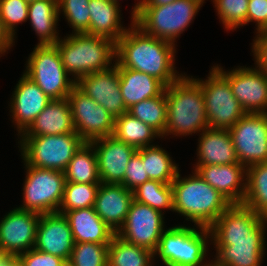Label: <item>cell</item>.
<instances>
[{"mask_svg":"<svg viewBox=\"0 0 267 266\" xmlns=\"http://www.w3.org/2000/svg\"><path fill=\"white\" fill-rule=\"evenodd\" d=\"M120 89L127 109L140 101L160 96L165 85L157 78L143 72L123 68L118 64Z\"/></svg>","mask_w":267,"mask_h":266,"instance_id":"obj_27","label":"cell"},{"mask_svg":"<svg viewBox=\"0 0 267 266\" xmlns=\"http://www.w3.org/2000/svg\"><path fill=\"white\" fill-rule=\"evenodd\" d=\"M133 197L135 201L146 204L163 214H165L163 212L165 209L174 210L171 183L148 180L133 190Z\"/></svg>","mask_w":267,"mask_h":266,"instance_id":"obj_35","label":"cell"},{"mask_svg":"<svg viewBox=\"0 0 267 266\" xmlns=\"http://www.w3.org/2000/svg\"><path fill=\"white\" fill-rule=\"evenodd\" d=\"M175 46L144 33L134 24V11H131L130 27L116 42V62L123 68L151 75L169 86L183 75L174 66Z\"/></svg>","mask_w":267,"mask_h":266,"instance_id":"obj_2","label":"cell"},{"mask_svg":"<svg viewBox=\"0 0 267 266\" xmlns=\"http://www.w3.org/2000/svg\"><path fill=\"white\" fill-rule=\"evenodd\" d=\"M174 1L175 0H139L137 3H135L132 11H134L137 7H155L160 5H167Z\"/></svg>","mask_w":267,"mask_h":266,"instance_id":"obj_46","label":"cell"},{"mask_svg":"<svg viewBox=\"0 0 267 266\" xmlns=\"http://www.w3.org/2000/svg\"><path fill=\"white\" fill-rule=\"evenodd\" d=\"M193 170L231 204H242L247 168L242 164L196 166Z\"/></svg>","mask_w":267,"mask_h":266,"instance_id":"obj_21","label":"cell"},{"mask_svg":"<svg viewBox=\"0 0 267 266\" xmlns=\"http://www.w3.org/2000/svg\"><path fill=\"white\" fill-rule=\"evenodd\" d=\"M242 204L267 218V162L247 167L246 194Z\"/></svg>","mask_w":267,"mask_h":266,"instance_id":"obj_31","label":"cell"},{"mask_svg":"<svg viewBox=\"0 0 267 266\" xmlns=\"http://www.w3.org/2000/svg\"><path fill=\"white\" fill-rule=\"evenodd\" d=\"M74 244L69 221L63 214L40 215L34 249L50 253L68 263Z\"/></svg>","mask_w":267,"mask_h":266,"instance_id":"obj_19","label":"cell"},{"mask_svg":"<svg viewBox=\"0 0 267 266\" xmlns=\"http://www.w3.org/2000/svg\"><path fill=\"white\" fill-rule=\"evenodd\" d=\"M66 182L101 184L95 149L85 142L73 155L64 171Z\"/></svg>","mask_w":267,"mask_h":266,"instance_id":"obj_30","label":"cell"},{"mask_svg":"<svg viewBox=\"0 0 267 266\" xmlns=\"http://www.w3.org/2000/svg\"><path fill=\"white\" fill-rule=\"evenodd\" d=\"M230 83L234 97L246 113H267V77L255 67L237 66L231 71L214 66Z\"/></svg>","mask_w":267,"mask_h":266,"instance_id":"obj_15","label":"cell"},{"mask_svg":"<svg viewBox=\"0 0 267 266\" xmlns=\"http://www.w3.org/2000/svg\"><path fill=\"white\" fill-rule=\"evenodd\" d=\"M76 86L105 108L114 118L128 112L120 89L118 63L110 68L80 77Z\"/></svg>","mask_w":267,"mask_h":266,"instance_id":"obj_17","label":"cell"},{"mask_svg":"<svg viewBox=\"0 0 267 266\" xmlns=\"http://www.w3.org/2000/svg\"><path fill=\"white\" fill-rule=\"evenodd\" d=\"M76 132L68 98L52 100L20 136L62 135Z\"/></svg>","mask_w":267,"mask_h":266,"instance_id":"obj_24","label":"cell"},{"mask_svg":"<svg viewBox=\"0 0 267 266\" xmlns=\"http://www.w3.org/2000/svg\"><path fill=\"white\" fill-rule=\"evenodd\" d=\"M90 0H58L59 17L62 12L67 20L72 34L86 33L90 28Z\"/></svg>","mask_w":267,"mask_h":266,"instance_id":"obj_39","label":"cell"},{"mask_svg":"<svg viewBox=\"0 0 267 266\" xmlns=\"http://www.w3.org/2000/svg\"><path fill=\"white\" fill-rule=\"evenodd\" d=\"M19 151L29 166L65 171L73 155L85 141L76 133L44 136H20Z\"/></svg>","mask_w":267,"mask_h":266,"instance_id":"obj_8","label":"cell"},{"mask_svg":"<svg viewBox=\"0 0 267 266\" xmlns=\"http://www.w3.org/2000/svg\"><path fill=\"white\" fill-rule=\"evenodd\" d=\"M10 99L9 112L13 119L12 123L16 125L18 138L52 101L24 73L16 84Z\"/></svg>","mask_w":267,"mask_h":266,"instance_id":"obj_18","label":"cell"},{"mask_svg":"<svg viewBox=\"0 0 267 266\" xmlns=\"http://www.w3.org/2000/svg\"><path fill=\"white\" fill-rule=\"evenodd\" d=\"M196 166L240 164L228 129L206 128L200 133Z\"/></svg>","mask_w":267,"mask_h":266,"instance_id":"obj_23","label":"cell"},{"mask_svg":"<svg viewBox=\"0 0 267 266\" xmlns=\"http://www.w3.org/2000/svg\"><path fill=\"white\" fill-rule=\"evenodd\" d=\"M109 244L75 243L67 266H108Z\"/></svg>","mask_w":267,"mask_h":266,"instance_id":"obj_38","label":"cell"},{"mask_svg":"<svg viewBox=\"0 0 267 266\" xmlns=\"http://www.w3.org/2000/svg\"><path fill=\"white\" fill-rule=\"evenodd\" d=\"M170 156L158 144L142 148V163L145 164L146 173L150 180L162 183H172L174 181L180 168Z\"/></svg>","mask_w":267,"mask_h":266,"instance_id":"obj_33","label":"cell"},{"mask_svg":"<svg viewBox=\"0 0 267 266\" xmlns=\"http://www.w3.org/2000/svg\"><path fill=\"white\" fill-rule=\"evenodd\" d=\"M14 43L15 39L5 29L4 24L0 19V55H5V53H7L12 46H14Z\"/></svg>","mask_w":267,"mask_h":266,"instance_id":"obj_45","label":"cell"},{"mask_svg":"<svg viewBox=\"0 0 267 266\" xmlns=\"http://www.w3.org/2000/svg\"><path fill=\"white\" fill-rule=\"evenodd\" d=\"M133 117L155 129L164 138L167 122V100L165 91L157 97L144 99L128 109Z\"/></svg>","mask_w":267,"mask_h":266,"instance_id":"obj_34","label":"cell"},{"mask_svg":"<svg viewBox=\"0 0 267 266\" xmlns=\"http://www.w3.org/2000/svg\"><path fill=\"white\" fill-rule=\"evenodd\" d=\"M119 5V0H90V28L86 33L108 37L117 42L129 29L121 23Z\"/></svg>","mask_w":267,"mask_h":266,"instance_id":"obj_26","label":"cell"},{"mask_svg":"<svg viewBox=\"0 0 267 266\" xmlns=\"http://www.w3.org/2000/svg\"><path fill=\"white\" fill-rule=\"evenodd\" d=\"M55 46L66 72L75 82L82 76L110 68L116 61V42L108 37L68 34L60 38Z\"/></svg>","mask_w":267,"mask_h":266,"instance_id":"obj_5","label":"cell"},{"mask_svg":"<svg viewBox=\"0 0 267 266\" xmlns=\"http://www.w3.org/2000/svg\"><path fill=\"white\" fill-rule=\"evenodd\" d=\"M174 212L197 226L210 227L231 205L216 189L194 170L188 177L180 171L171 183Z\"/></svg>","mask_w":267,"mask_h":266,"instance_id":"obj_4","label":"cell"},{"mask_svg":"<svg viewBox=\"0 0 267 266\" xmlns=\"http://www.w3.org/2000/svg\"><path fill=\"white\" fill-rule=\"evenodd\" d=\"M154 253L128 243L116 234L108 246V266H154Z\"/></svg>","mask_w":267,"mask_h":266,"instance_id":"obj_32","label":"cell"},{"mask_svg":"<svg viewBox=\"0 0 267 266\" xmlns=\"http://www.w3.org/2000/svg\"><path fill=\"white\" fill-rule=\"evenodd\" d=\"M17 259L23 266H67L63 259L34 248L20 254Z\"/></svg>","mask_w":267,"mask_h":266,"instance_id":"obj_42","label":"cell"},{"mask_svg":"<svg viewBox=\"0 0 267 266\" xmlns=\"http://www.w3.org/2000/svg\"><path fill=\"white\" fill-rule=\"evenodd\" d=\"M148 180L150 179L146 173L145 164L142 163V148H140L130 158L121 184L133 191Z\"/></svg>","mask_w":267,"mask_h":266,"instance_id":"obj_41","label":"cell"},{"mask_svg":"<svg viewBox=\"0 0 267 266\" xmlns=\"http://www.w3.org/2000/svg\"><path fill=\"white\" fill-rule=\"evenodd\" d=\"M64 216L69 221L75 243L110 244L115 235L97 215L94 207L70 210Z\"/></svg>","mask_w":267,"mask_h":266,"instance_id":"obj_25","label":"cell"},{"mask_svg":"<svg viewBox=\"0 0 267 266\" xmlns=\"http://www.w3.org/2000/svg\"><path fill=\"white\" fill-rule=\"evenodd\" d=\"M113 136L136 149L155 145L151 144L155 138L162 139L155 129L128 112L115 117Z\"/></svg>","mask_w":267,"mask_h":266,"instance_id":"obj_29","label":"cell"},{"mask_svg":"<svg viewBox=\"0 0 267 266\" xmlns=\"http://www.w3.org/2000/svg\"><path fill=\"white\" fill-rule=\"evenodd\" d=\"M210 242L208 227L179 224L162 233L154 258H160L164 266H212L206 259Z\"/></svg>","mask_w":267,"mask_h":266,"instance_id":"obj_6","label":"cell"},{"mask_svg":"<svg viewBox=\"0 0 267 266\" xmlns=\"http://www.w3.org/2000/svg\"><path fill=\"white\" fill-rule=\"evenodd\" d=\"M133 200V191L122 184L101 183L97 191L94 210L116 234L124 225Z\"/></svg>","mask_w":267,"mask_h":266,"instance_id":"obj_22","label":"cell"},{"mask_svg":"<svg viewBox=\"0 0 267 266\" xmlns=\"http://www.w3.org/2000/svg\"><path fill=\"white\" fill-rule=\"evenodd\" d=\"M201 85L209 128L230 129L246 112L234 97L229 81L213 66Z\"/></svg>","mask_w":267,"mask_h":266,"instance_id":"obj_11","label":"cell"},{"mask_svg":"<svg viewBox=\"0 0 267 266\" xmlns=\"http://www.w3.org/2000/svg\"><path fill=\"white\" fill-rule=\"evenodd\" d=\"M6 266H23L17 258H10L6 262Z\"/></svg>","mask_w":267,"mask_h":266,"instance_id":"obj_47","label":"cell"},{"mask_svg":"<svg viewBox=\"0 0 267 266\" xmlns=\"http://www.w3.org/2000/svg\"><path fill=\"white\" fill-rule=\"evenodd\" d=\"M9 259L10 258L2 250H0V266H4Z\"/></svg>","mask_w":267,"mask_h":266,"instance_id":"obj_48","label":"cell"},{"mask_svg":"<svg viewBox=\"0 0 267 266\" xmlns=\"http://www.w3.org/2000/svg\"><path fill=\"white\" fill-rule=\"evenodd\" d=\"M100 184L66 182L58 213L94 207Z\"/></svg>","mask_w":267,"mask_h":266,"instance_id":"obj_36","label":"cell"},{"mask_svg":"<svg viewBox=\"0 0 267 266\" xmlns=\"http://www.w3.org/2000/svg\"><path fill=\"white\" fill-rule=\"evenodd\" d=\"M254 22L256 33L267 29V0H249L247 24Z\"/></svg>","mask_w":267,"mask_h":266,"instance_id":"obj_43","label":"cell"},{"mask_svg":"<svg viewBox=\"0 0 267 266\" xmlns=\"http://www.w3.org/2000/svg\"><path fill=\"white\" fill-rule=\"evenodd\" d=\"M28 6L27 0H0V19L14 39L17 25L28 21Z\"/></svg>","mask_w":267,"mask_h":266,"instance_id":"obj_40","label":"cell"},{"mask_svg":"<svg viewBox=\"0 0 267 266\" xmlns=\"http://www.w3.org/2000/svg\"><path fill=\"white\" fill-rule=\"evenodd\" d=\"M28 20L38 36L39 46L55 45L61 38L58 31V0H33L28 6Z\"/></svg>","mask_w":267,"mask_h":266,"instance_id":"obj_28","label":"cell"},{"mask_svg":"<svg viewBox=\"0 0 267 266\" xmlns=\"http://www.w3.org/2000/svg\"><path fill=\"white\" fill-rule=\"evenodd\" d=\"M41 214L13 208L0 220V250L9 258H17L35 246Z\"/></svg>","mask_w":267,"mask_h":266,"instance_id":"obj_16","label":"cell"},{"mask_svg":"<svg viewBox=\"0 0 267 266\" xmlns=\"http://www.w3.org/2000/svg\"><path fill=\"white\" fill-rule=\"evenodd\" d=\"M267 218L243 204H231L209 227L216 250L212 266H262Z\"/></svg>","mask_w":267,"mask_h":266,"instance_id":"obj_1","label":"cell"},{"mask_svg":"<svg viewBox=\"0 0 267 266\" xmlns=\"http://www.w3.org/2000/svg\"><path fill=\"white\" fill-rule=\"evenodd\" d=\"M252 43V53L255 65L264 73H267V29L255 33Z\"/></svg>","mask_w":267,"mask_h":266,"instance_id":"obj_44","label":"cell"},{"mask_svg":"<svg viewBox=\"0 0 267 266\" xmlns=\"http://www.w3.org/2000/svg\"><path fill=\"white\" fill-rule=\"evenodd\" d=\"M164 214L133 200L124 225L116 233L124 241L155 252L165 229Z\"/></svg>","mask_w":267,"mask_h":266,"instance_id":"obj_14","label":"cell"},{"mask_svg":"<svg viewBox=\"0 0 267 266\" xmlns=\"http://www.w3.org/2000/svg\"><path fill=\"white\" fill-rule=\"evenodd\" d=\"M96 152L101 183L121 184L127 164L137 149L113 135L90 142Z\"/></svg>","mask_w":267,"mask_h":266,"instance_id":"obj_20","label":"cell"},{"mask_svg":"<svg viewBox=\"0 0 267 266\" xmlns=\"http://www.w3.org/2000/svg\"><path fill=\"white\" fill-rule=\"evenodd\" d=\"M67 98L74 129L85 142L113 135L115 118L105 108L76 85Z\"/></svg>","mask_w":267,"mask_h":266,"instance_id":"obj_12","label":"cell"},{"mask_svg":"<svg viewBox=\"0 0 267 266\" xmlns=\"http://www.w3.org/2000/svg\"><path fill=\"white\" fill-rule=\"evenodd\" d=\"M26 61L23 73L52 100L67 98L76 85L55 45H36Z\"/></svg>","mask_w":267,"mask_h":266,"instance_id":"obj_9","label":"cell"},{"mask_svg":"<svg viewBox=\"0 0 267 266\" xmlns=\"http://www.w3.org/2000/svg\"><path fill=\"white\" fill-rule=\"evenodd\" d=\"M212 1V0H211ZM216 13L226 31L247 25L249 0H213Z\"/></svg>","mask_w":267,"mask_h":266,"instance_id":"obj_37","label":"cell"},{"mask_svg":"<svg viewBox=\"0 0 267 266\" xmlns=\"http://www.w3.org/2000/svg\"><path fill=\"white\" fill-rule=\"evenodd\" d=\"M26 177L23 183L21 210L38 214L57 213L63 199L66 179L63 171L36 168L24 162Z\"/></svg>","mask_w":267,"mask_h":266,"instance_id":"obj_10","label":"cell"},{"mask_svg":"<svg viewBox=\"0 0 267 266\" xmlns=\"http://www.w3.org/2000/svg\"><path fill=\"white\" fill-rule=\"evenodd\" d=\"M229 133L240 164L267 162V113H246Z\"/></svg>","mask_w":267,"mask_h":266,"instance_id":"obj_13","label":"cell"},{"mask_svg":"<svg viewBox=\"0 0 267 266\" xmlns=\"http://www.w3.org/2000/svg\"><path fill=\"white\" fill-rule=\"evenodd\" d=\"M191 77V78H190ZM167 122L164 137L189 136L209 128L201 85L193 76L183 75L165 86Z\"/></svg>","mask_w":267,"mask_h":266,"instance_id":"obj_3","label":"cell"},{"mask_svg":"<svg viewBox=\"0 0 267 266\" xmlns=\"http://www.w3.org/2000/svg\"><path fill=\"white\" fill-rule=\"evenodd\" d=\"M205 0H175L167 5L137 7L134 24L147 35L171 43L181 36L198 14Z\"/></svg>","mask_w":267,"mask_h":266,"instance_id":"obj_7","label":"cell"}]
</instances>
